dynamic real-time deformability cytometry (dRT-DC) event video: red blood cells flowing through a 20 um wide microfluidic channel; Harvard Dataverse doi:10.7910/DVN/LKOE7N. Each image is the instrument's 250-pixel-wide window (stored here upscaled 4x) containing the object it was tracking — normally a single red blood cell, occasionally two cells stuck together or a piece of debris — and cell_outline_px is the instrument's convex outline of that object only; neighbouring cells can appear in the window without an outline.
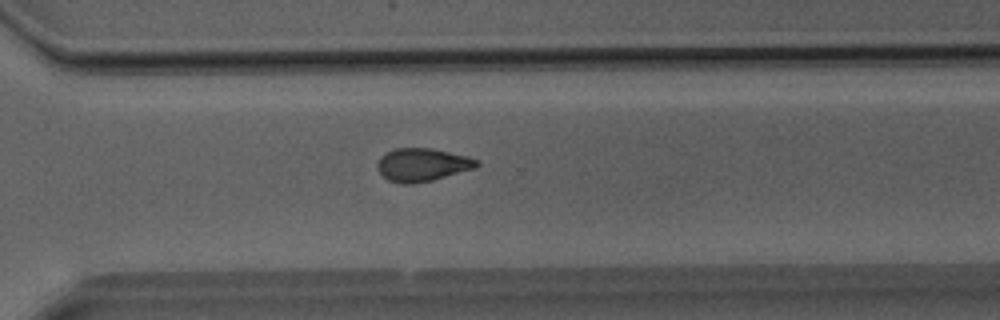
{"species": "Egyptian fruit bat (a non-hibernating species)", "species_latin": "Rousettus aegyptiacus", "temperature_condition": "room temperature", "stored_images_in_passage": 21, "camera_frame_rate_fps": 3000, "um_per_image_px": 0.085, "animal": {"sex": "male"}, "frame": {"image": 1, "passage_image": 16, "time_ms": 5.0, "image_size_px": [1000, 320], "cell_outline_px": [[480, 164], [476, 168], [432, 180], [412, 184], [400, 184], [388, 180], [376, 168], [376, 164], [380, 156], [384, 152], [396, 148], [432, 148], [468, 156], [480, 160]], "centroid_in_image_um": [35.89, 14.0], "position_along_channel_um": 334.7, "area_um2": 19.42}}